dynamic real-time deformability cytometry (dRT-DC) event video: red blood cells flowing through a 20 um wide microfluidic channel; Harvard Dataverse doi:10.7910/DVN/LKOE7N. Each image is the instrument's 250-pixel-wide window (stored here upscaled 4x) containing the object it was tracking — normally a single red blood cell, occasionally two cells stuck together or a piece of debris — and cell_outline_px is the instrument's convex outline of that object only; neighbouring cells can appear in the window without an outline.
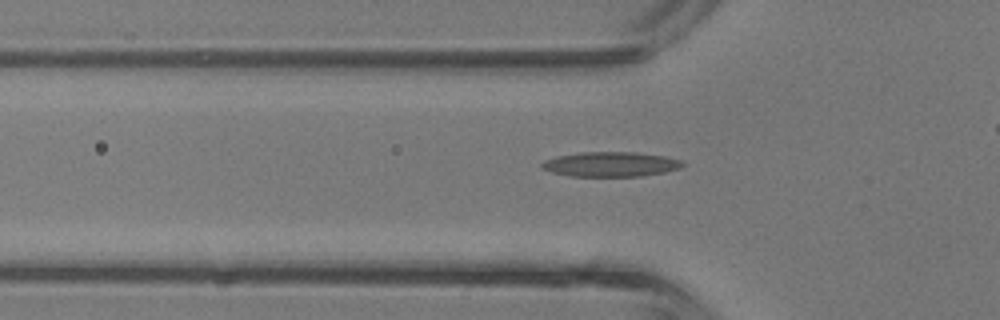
{"species": "common noctule bat (a hibernating species)", "species_latin": "Nyctalus noctula", "temperature_condition": "room temperature", "stored_images_in_passage": 36, "camera_frame_rate_fps": 3000, "um_per_image_px": 0.085, "animal": {"sex": "male", "body_mass_g": 13.3}, "frame": {"image": 1, "passage_image": 14, "time_ms": 4.333, "image_size_px": [1000, 320], "cell_outline_px": [[684, 164], [680, 168], [664, 172], [640, 176], [568, 176], [552, 172], [540, 168], [540, 164], [544, 160], [556, 156], [580, 152], [636, 152], [664, 156], [680, 160]], "centroid_in_image_um": [51.85, 13.96], "position_along_channel_um": 73.9, "area_um2": 20.35}}
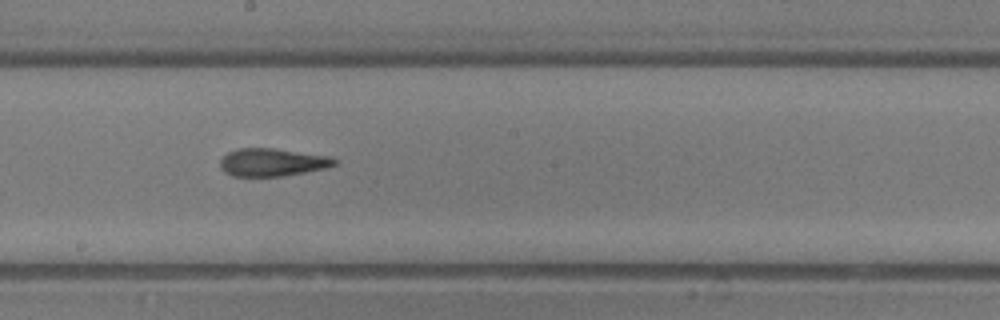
{"frame": {"image": 2, "passage_image": 23, "time_ms": 7.333, "image_size_px": [1000, 320], "cell_outline_px": [[340, 160], [336, 164], [324, 168], [280, 176], [232, 176], [224, 172], [220, 168], [220, 160], [228, 152], [240, 148], [272, 148], [332, 156]], "centroid_in_image_um": [23.15, 13.78], "position_along_channel_um": 225.1, "area_um2": 18.5}}
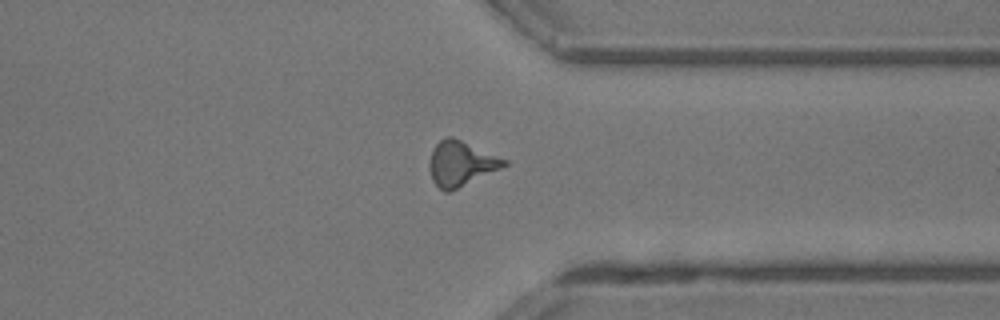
{"frame": {"image": 3, "passage_image": 32, "time_ms": 10.333, "image_size_px": [1000, 320], "cell_outline_px": [[508, 164], [500, 168], [448, 192], [444, 192], [432, 180], [428, 164], [432, 148], [444, 136], [452, 136], [508, 160]], "centroid_in_image_um": [39.14, 13.87], "position_along_channel_um": 372.3, "area_um2": 19.31}}